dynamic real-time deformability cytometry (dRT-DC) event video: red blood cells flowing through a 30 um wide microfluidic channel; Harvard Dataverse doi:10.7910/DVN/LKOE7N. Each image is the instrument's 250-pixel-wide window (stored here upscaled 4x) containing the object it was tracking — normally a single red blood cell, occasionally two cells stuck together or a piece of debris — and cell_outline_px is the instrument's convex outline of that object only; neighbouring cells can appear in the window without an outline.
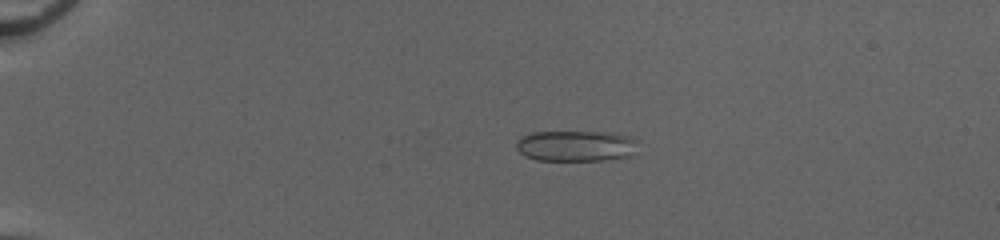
{"species": "common noctule bat (a hibernating species)", "species_latin": "Nyctalus noctula", "temperature_condition": "cold", "stored_images_in_passage": 52, "camera_frame_rate_fps": 3000, "um_per_image_px": 0.085, "animal": {"sex": "female", "body_mass_g": 20.0, "forearm_length_mm": 54.0}, "frame": {"image": 1, "passage_image": 13, "time_ms": 4.0, "image_size_px": [1000, 240], "cell_outline_px": [[636, 156], [604, 160], [536, 160], [524, 156], [516, 148], [516, 144], [520, 136], [532, 132], [612, 132], [628, 136], [636, 140]], "centroid_in_image_um": [48.97, 12.4], "position_along_channel_um": 36.0, "area_um2": 22.2}}
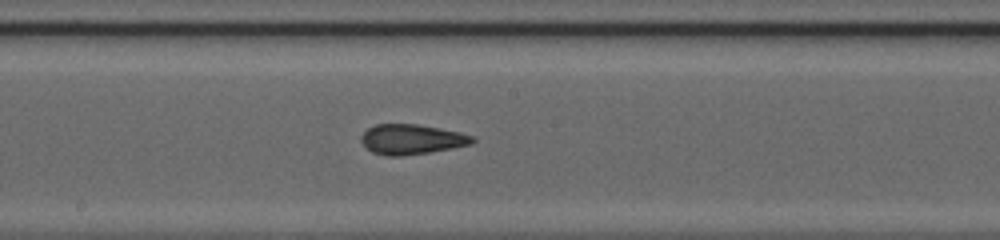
{"frame": {"image": 2, "passage_image": 31, "time_ms": 10.0, "image_size_px": [1000, 240], "cell_outline_px": [[476, 140], [472, 144], [452, 148], [428, 152], [400, 156], [384, 156], [372, 152], [360, 140], [360, 136], [368, 128], [376, 124], [416, 124], [440, 128], [460, 132], [476, 136]], "centroid_in_image_um": [35.01, 11.84], "position_along_channel_um": 213.2, "area_um2": 19.54}}
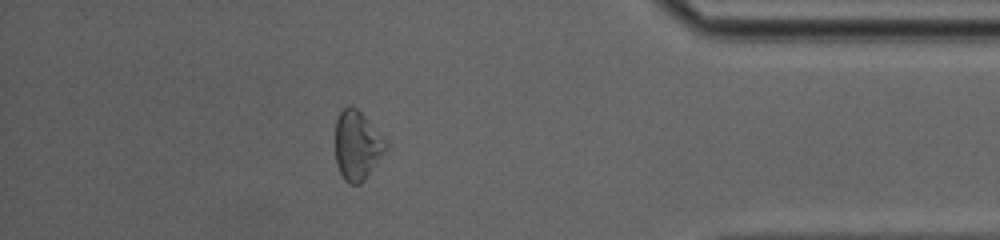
{"frame": {"image": 3, "passage_image": 47, "time_ms": 15.333, "image_size_px": [1000, 240], "cell_outline_px": [[388, 148], [364, 180], [360, 184], [348, 184], [344, 180], [336, 164], [336, 120], [340, 112], [348, 104], [352, 104], [384, 136], [388, 144]], "centroid_in_image_um": [30.37, 12.35], "position_along_channel_um": 404.8, "area_um2": 20.46}, "authors_computed_cell_mechanics": {"area_um2": 20.23, "velocity_mm_per_s": 4.1102, "shape_relaxation_time_tau1_ms": null, "shape_relaxation_time_tau2_ms": 2.1185, "deformation_change_tau1": null, "deformation_change_tau2": 0.0774}}